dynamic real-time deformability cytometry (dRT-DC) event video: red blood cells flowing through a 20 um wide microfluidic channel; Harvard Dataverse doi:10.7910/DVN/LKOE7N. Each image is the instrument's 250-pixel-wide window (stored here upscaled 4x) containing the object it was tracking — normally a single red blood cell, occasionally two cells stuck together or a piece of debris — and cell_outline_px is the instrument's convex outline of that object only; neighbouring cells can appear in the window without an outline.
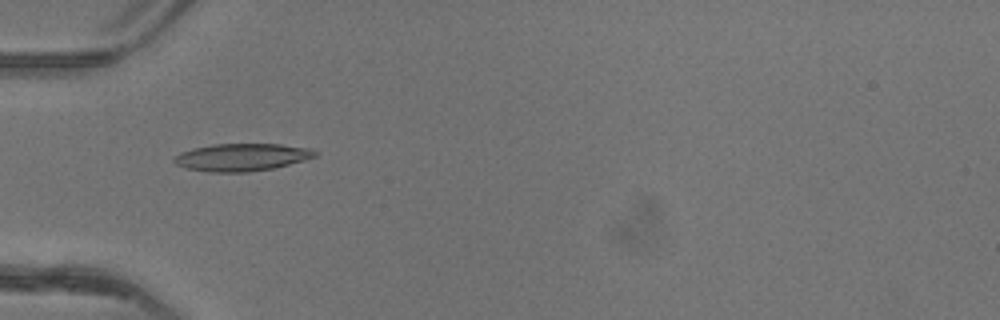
{"species": "common noctule bat (a hibernating species)", "species_latin": "Nyctalus noctula", "temperature_condition": "warm", "stored_images_in_passage": 43, "camera_frame_rate_fps": 3000, "um_per_image_px": 0.085, "animal": {"sex": "female"}, "frame": {"image": 1, "passage_image": 10, "time_ms": 3.0, "image_size_px": [1000, 320], "cell_outline_px": [[316, 156], [304, 160], [272, 168], [248, 172], [208, 172], [184, 168], [176, 164], [172, 160], [180, 152], [192, 148], [212, 144], [280, 144], [308, 148], [316, 152]], "centroid_in_image_um": [20.48, 13.36], "position_along_channel_um": 64.5, "area_um2": 22.48}}
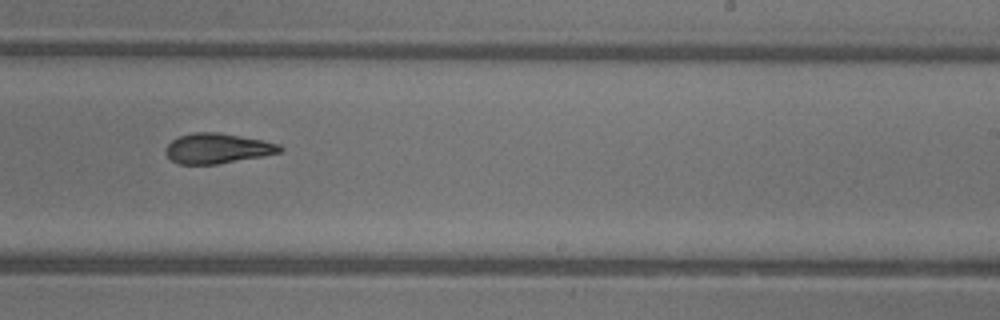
{"frame": {"image": 2, "passage_image": 25, "time_ms": 8.0, "image_size_px": [1000, 320], "cell_outline_px": [[284, 148], [280, 152], [264, 156], [216, 164], [180, 164], [172, 160], [164, 152], [164, 148], [172, 140], [180, 136], [192, 132], [216, 132], [264, 140], [280, 144]], "centroid_in_image_um": [18.48, 12.61], "position_along_channel_um": 270.5, "area_um2": 20.06}}
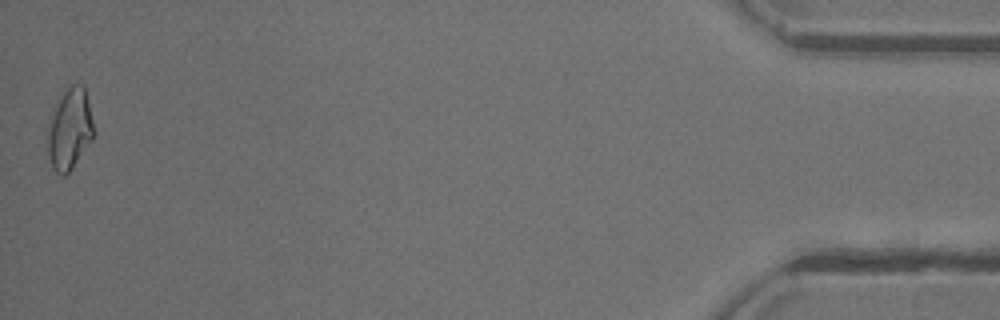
{"frame": {"image": 3, "passage_image": 43, "time_ms": 14.0, "image_size_px": [1000, 320], "cell_outline_px": [[96, 132], [92, 140], [72, 168], [64, 176], [60, 176], [52, 168], [48, 156], [44, 128], [56, 104], [64, 92], [72, 84], [84, 84]], "centroid_in_image_um": [5.89, 10.99], "position_along_channel_um": 429.3, "area_um2": 22.48}, "authors_computed_cell_mechanics": {"area_um2": 20.6924, "velocity_mm_per_s": 4.1803, "shape_relaxation_time_tau1_ms": null, "shape_relaxation_time_tau2_ms": 2.291, "deformation_change_tau1": null, "deformation_change_tau2": 0.0955}}